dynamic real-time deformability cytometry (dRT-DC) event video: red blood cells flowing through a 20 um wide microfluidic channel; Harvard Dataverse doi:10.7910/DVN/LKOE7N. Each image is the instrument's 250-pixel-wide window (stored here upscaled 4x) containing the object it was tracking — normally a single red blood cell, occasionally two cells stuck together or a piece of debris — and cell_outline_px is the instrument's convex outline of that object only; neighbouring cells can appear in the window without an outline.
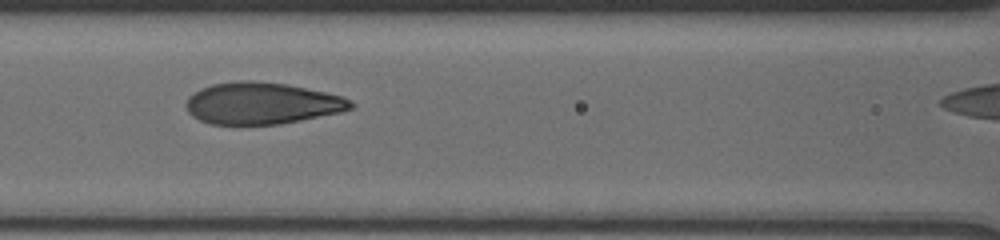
{"species": "human", "species_latin": "Homo sapiens", "temperature_condition": "cold", "stored_images_in_passage": 9, "segment_of_instrument_passage": [1, 2], "camera_frame_rate_fps": 3000, "um_per_image_px": 0.085, "donor": {"sex": "male"}, "frame": {"image": 1, "passage_image": 7, "time_ms": 5.0, "image_size_px": [1000, 240], "cell_outline_px": [[356, 104], [352, 108], [340, 112], [280, 124], [208, 124], [192, 116], [188, 112], [184, 104], [188, 96], [200, 88], [212, 84], [240, 80], [256, 80], [288, 84], [344, 96]], "centroid_in_image_um": [22.23, 8.77], "position_along_channel_um": 144.4, "area_um2": 40.34}}